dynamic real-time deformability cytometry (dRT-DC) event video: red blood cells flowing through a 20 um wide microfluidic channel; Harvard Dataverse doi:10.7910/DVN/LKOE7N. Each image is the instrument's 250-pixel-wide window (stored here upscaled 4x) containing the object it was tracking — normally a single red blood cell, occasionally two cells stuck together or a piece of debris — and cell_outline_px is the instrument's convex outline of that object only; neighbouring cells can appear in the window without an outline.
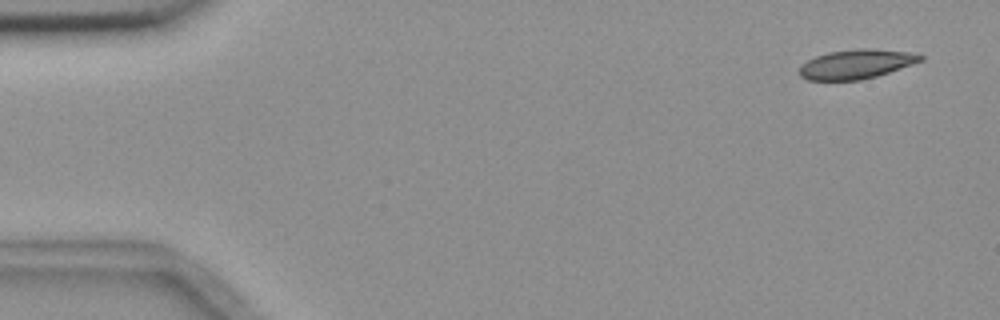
{"species": "common noctule bat (a hibernating species)", "species_latin": "Nyctalus noctula", "temperature_condition": "room temperature", "stored_images_in_passage": 4, "camera_frame_rate_fps": 3000, "um_per_image_px": 0.085, "animal": {"sex": "female", "body_mass_g": 18.4}, "frame": {"image": 1, "passage_image": 1, "time_ms": 0.0, "image_size_px": [1000, 320], "cell_outline_px": [[924, 60], [876, 76], [860, 80], [808, 80], [800, 76], [800, 68], [808, 60], [816, 56], [828, 52], [860, 48], [872, 48], [908, 52], [924, 56]], "centroid_in_image_um": [72.79, 5.44], "position_along_channel_um": 12.2, "area_um2": 20.46}}
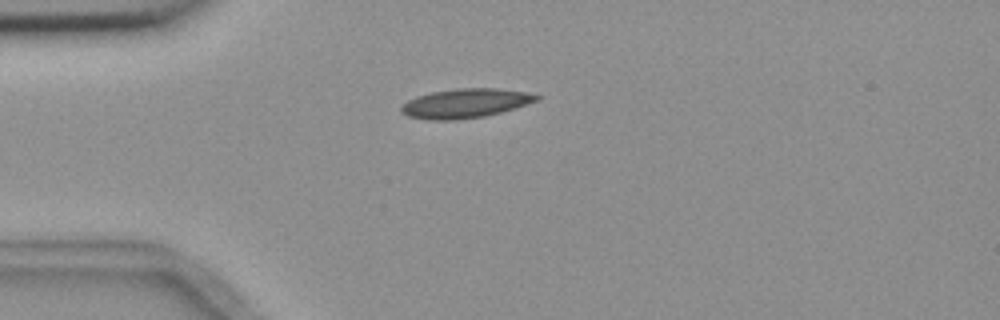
{"frame": {"image": 2, "passage_image": 4, "time_ms": 3.667, "image_size_px": [1000, 320], "cell_outline_px": [[540, 100], [500, 112], [484, 116], [456, 120], [428, 120], [408, 116], [400, 108], [408, 100], [416, 96], [432, 92], [456, 88], [496, 88], [524, 92], [540, 96]], "centroid_in_image_um": [39.55, 8.78], "position_along_channel_um": 45.5, "area_um2": 22.83}}